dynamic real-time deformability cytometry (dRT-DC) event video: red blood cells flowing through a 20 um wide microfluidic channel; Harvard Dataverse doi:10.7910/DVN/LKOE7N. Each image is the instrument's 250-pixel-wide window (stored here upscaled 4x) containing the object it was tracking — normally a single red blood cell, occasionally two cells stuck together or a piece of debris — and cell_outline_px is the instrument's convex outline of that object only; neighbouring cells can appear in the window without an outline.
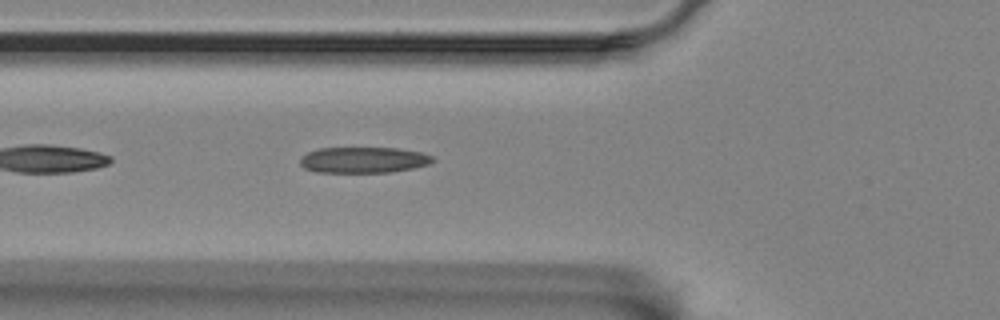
{"species": "Egyptian fruit bat (a non-hibernating species)", "species_latin": "Rousettus aegyptiacus", "temperature_condition": "room temperature", "stored_images_in_passage": 25, "camera_frame_rate_fps": 3000, "um_per_image_px": 0.085, "animal": {"sex": "female"}, "frame": {"image": 1, "passage_image": 5, "time_ms": 1.333, "image_size_px": [1000, 320], "cell_outline_px": [[436, 160], [428, 164], [412, 168], [392, 172], [316, 172], [304, 168], [300, 164], [300, 160], [308, 152], [320, 148], [396, 148], [420, 152], [432, 156]], "centroid_in_image_um": [30.9, 13.6], "position_along_channel_um": 94.9, "area_um2": 19.88}}
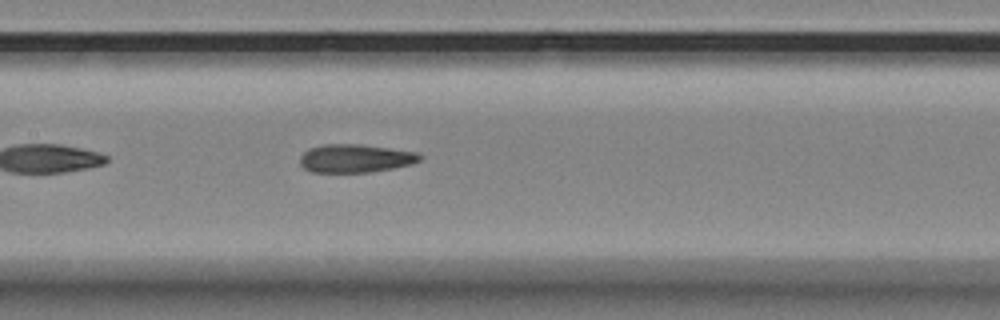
{"frame": {"image": 2, "passage_image": 12, "time_ms": 3.667, "image_size_px": [1000, 320], "cell_outline_px": [[424, 156], [420, 160], [412, 164], [372, 172], [312, 172], [304, 168], [300, 164], [300, 156], [308, 148], [324, 144], [360, 144], [416, 152]], "centroid_in_image_um": [30.2, 13.46], "position_along_channel_um": 177.2, "area_um2": 19.77}}
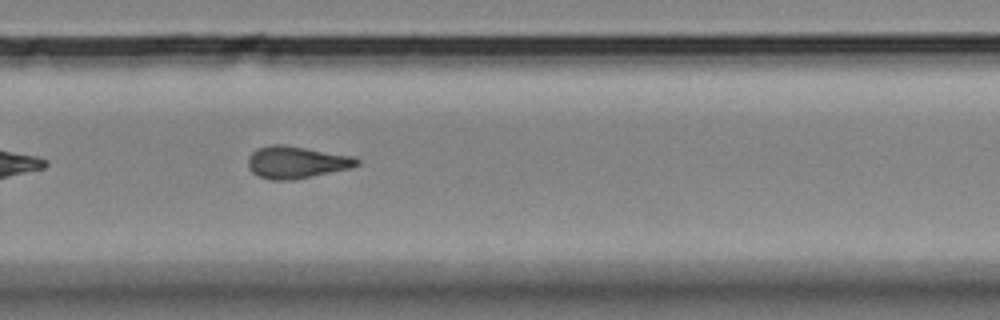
{"frame": {"image": 3, "passage_image": 23, "time_ms": 7.333, "image_size_px": [1000, 320], "cell_outline_px": [[360, 164], [352, 168], [292, 180], [272, 180], [256, 176], [248, 168], [248, 156], [256, 148], [272, 144], [284, 144], [356, 156], [360, 160]], "centroid_in_image_um": [25.2, 13.78], "position_along_channel_um": 304.6, "area_um2": 20.81}}